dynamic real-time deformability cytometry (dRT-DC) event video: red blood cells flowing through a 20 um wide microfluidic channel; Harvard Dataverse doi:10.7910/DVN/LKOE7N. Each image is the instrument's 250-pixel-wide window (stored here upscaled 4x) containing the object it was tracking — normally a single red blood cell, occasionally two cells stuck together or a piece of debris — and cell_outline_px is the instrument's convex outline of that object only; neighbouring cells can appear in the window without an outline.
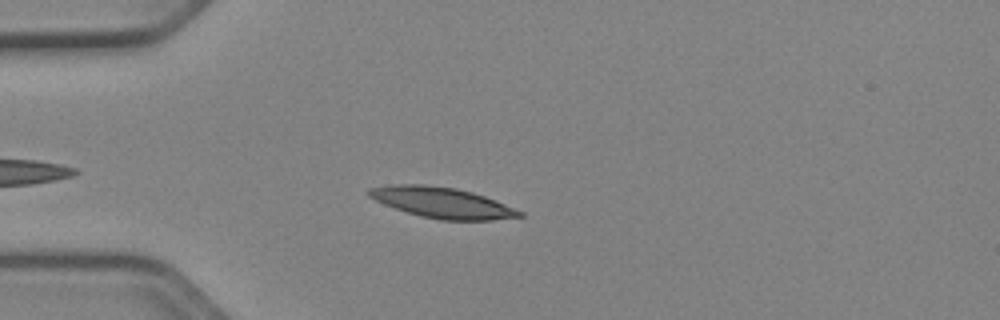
{"species": "Egyptian fruit bat (a non-hibernating species)", "species_latin": "Rousettus aegyptiacus", "temperature_condition": "cold", "stored_images_in_passage": 37, "camera_frame_rate_fps": 3000, "um_per_image_px": 0.085, "animal": {"sex": "female"}, "frame": {"image": 1, "passage_image": 6, "time_ms": 1.667, "image_size_px": [1000, 320], "cell_outline_px": [[524, 216], [492, 220], [440, 220], [420, 216], [384, 204], [368, 196], [368, 188], [392, 184], [424, 184], [456, 188], [472, 192], [484, 196], [524, 212]], "centroid_in_image_um": [37.57, 17.22], "position_along_channel_um": 47.4, "area_um2": 26.76}}
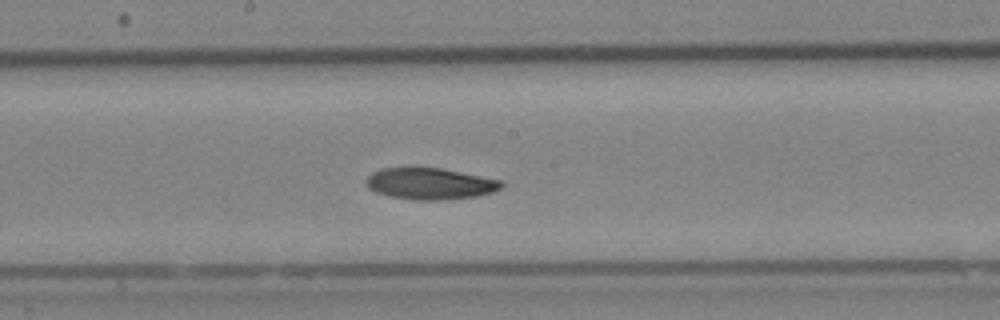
{"frame": {"image": 2, "passage_image": 20, "time_ms": 6.333, "image_size_px": [1000, 320], "cell_outline_px": [[504, 184], [500, 188], [492, 192], [476, 196], [440, 200], [416, 200], [388, 196], [376, 192], [368, 188], [364, 180], [372, 172], [380, 168], [440, 168], [504, 180]], "centroid_in_image_um": [36.54, 15.61], "position_along_channel_um": 211.7, "area_um2": 24.85}}
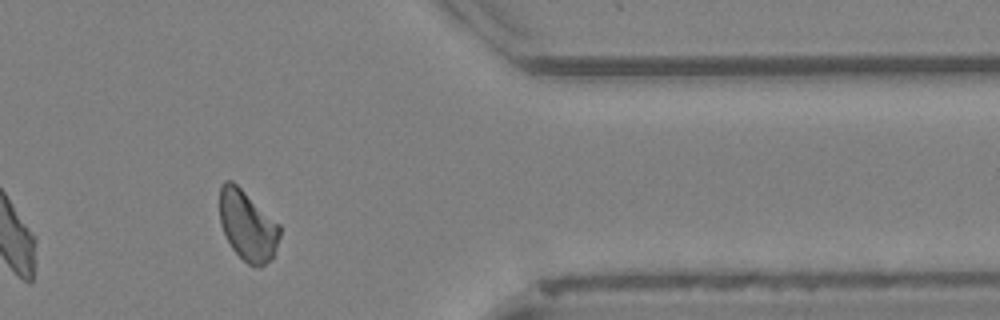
{"frame": {"image": 3, "passage_image": 35, "time_ms": 11.333, "image_size_px": [1000, 320], "cell_outline_px": [[280, 236], [272, 260], [260, 268], [256, 268], [248, 264], [232, 248], [220, 224], [220, 188], [224, 180], [232, 180], [280, 224]], "centroid_in_image_um": [21.06, 19.19], "position_along_channel_um": 390.3, "area_um2": 24.62}, "authors_computed_cell_mechanics": {"area_um2": 25.5476, "velocity_mm_per_s": 3.9239, "shape_relaxation_time_tau1_ms": 6.492, "shape_relaxation_time_tau2_ms": null, "deformation_change_tau1": 0.1438, "deformation_change_tau2": null}}